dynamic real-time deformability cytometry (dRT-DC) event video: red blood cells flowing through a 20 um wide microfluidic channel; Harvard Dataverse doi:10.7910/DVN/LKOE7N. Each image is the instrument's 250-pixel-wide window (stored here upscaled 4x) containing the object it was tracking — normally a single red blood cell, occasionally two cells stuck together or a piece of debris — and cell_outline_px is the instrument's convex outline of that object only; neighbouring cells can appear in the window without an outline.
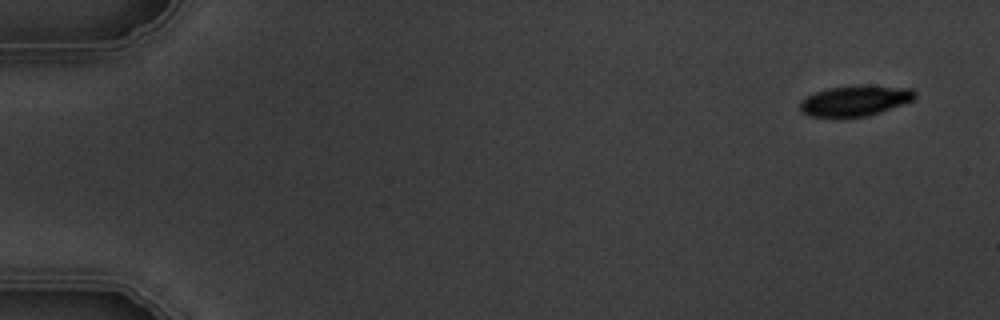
{"species": "common noctule bat (a hibernating species)", "species_latin": "Nyctalus noctula", "temperature_condition": "warm", "stored_images_in_passage": 5, "camera_frame_rate_fps": 3000, "um_per_image_px": 0.085, "animal": {"sex": "male", "body_mass_g": 19.5, "forearm_length_mm": 54.6}, "frame": {"image": 1, "passage_image": 1, "time_ms": 0.0, "image_size_px": [1000, 320], "cell_outline_px": [[916, 100], [868, 116], [836, 120], [808, 116], [800, 108], [800, 104], [808, 96], [816, 92], [828, 88], [852, 84], [860, 84], [912, 88], [916, 92]], "centroid_in_image_um": [72.71, 8.58], "position_along_channel_um": 12.3, "area_um2": 21.39}}
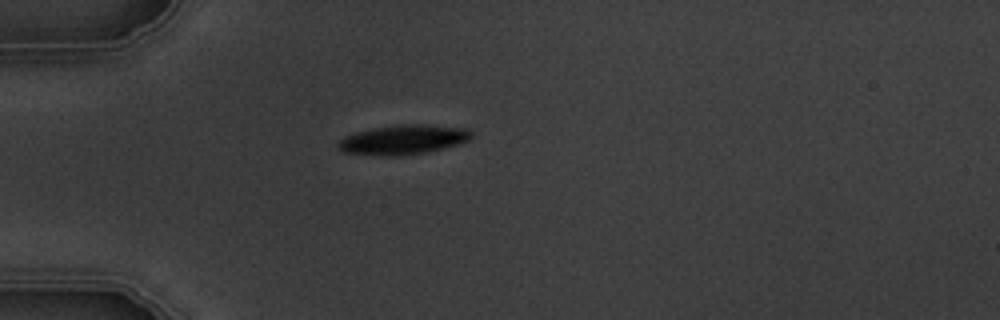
{"frame": {"image": 2, "passage_image": 4, "time_ms": 4.333, "image_size_px": [1000, 320], "cell_outline_px": [[472, 136], [468, 140], [456, 144], [424, 152], [400, 156], [380, 156], [344, 152], [336, 148], [336, 144], [344, 136], [356, 132], [372, 128], [400, 124], [420, 124], [468, 128], [472, 132]], "centroid_in_image_um": [34.21, 11.87], "position_along_channel_um": 50.8, "area_um2": 22.89}}